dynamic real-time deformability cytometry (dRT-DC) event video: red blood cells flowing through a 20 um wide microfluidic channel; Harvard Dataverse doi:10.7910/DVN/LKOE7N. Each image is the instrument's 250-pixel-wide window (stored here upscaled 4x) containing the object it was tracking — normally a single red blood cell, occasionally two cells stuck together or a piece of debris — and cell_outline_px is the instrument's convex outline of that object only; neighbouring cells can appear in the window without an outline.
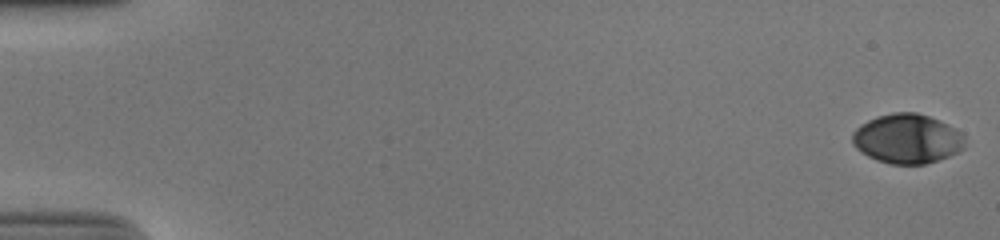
{"species": "human", "species_latin": "Homo sapiens", "temperature_condition": "cold", "stored_images_in_passage": 55, "camera_frame_rate_fps": 3000, "um_per_image_px": 0.085, "donor": {"sex": "male"}, "frame": {"image": 1, "passage_image": 1, "time_ms": 0.0, "image_size_px": [1000, 240], "cell_outline_px": [[964, 148], [948, 156], [924, 164], [888, 164], [876, 160], [860, 152], [852, 144], [852, 132], [860, 124], [876, 116], [892, 112], [916, 112], [940, 120], [956, 128], [964, 136]], "centroid_in_image_um": [77.08, 11.78], "position_along_channel_um": 7.9, "area_um2": 32.66}}
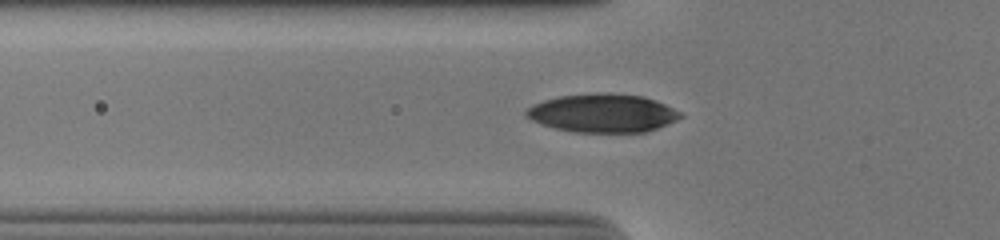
{"frame": {"image": 2, "passage_image": 20, "time_ms": 6.333, "image_size_px": [1000, 240], "cell_outline_px": [[684, 116], [676, 120], [656, 128], [644, 132], [572, 132], [540, 124], [524, 116], [524, 112], [532, 104], [544, 100], [560, 96], [600, 92], [608, 92], [644, 96], [656, 100], [680, 112]], "centroid_in_image_um": [51.2, 9.6], "position_along_channel_um": 74.6, "area_um2": 34.62}}
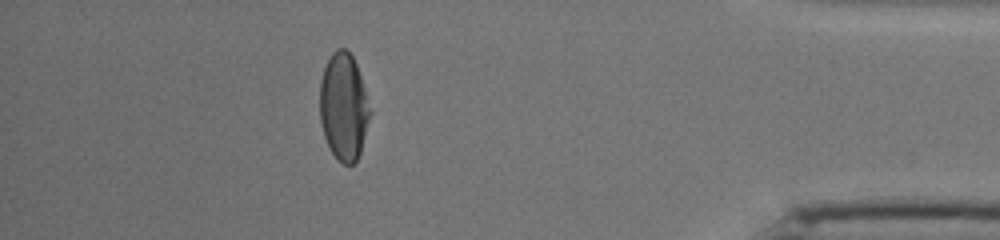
{"frame": {"image": 3, "passage_image": 49, "time_ms": 16.0, "image_size_px": [1000, 240], "cell_outline_px": [[372, 112], [360, 152], [356, 160], [352, 164], [344, 164], [336, 160], [324, 136], [320, 120], [320, 80], [324, 68], [332, 52], [336, 48], [344, 48], [352, 56], [356, 64]], "centroid_in_image_um": [29.21, 9.08], "position_along_channel_um": 406.0, "area_um2": 31.27}, "authors_computed_cell_mechanics": {"area_um2": 33.0616, "velocity_mm_per_s": 3.8466, "shape_relaxation_time_tau1_ms": 6.4706, "shape_relaxation_time_tau2_ms": 0.7282, "deformation_change_tau1": 0.2092, "deformation_change_tau2": 0.0413}}